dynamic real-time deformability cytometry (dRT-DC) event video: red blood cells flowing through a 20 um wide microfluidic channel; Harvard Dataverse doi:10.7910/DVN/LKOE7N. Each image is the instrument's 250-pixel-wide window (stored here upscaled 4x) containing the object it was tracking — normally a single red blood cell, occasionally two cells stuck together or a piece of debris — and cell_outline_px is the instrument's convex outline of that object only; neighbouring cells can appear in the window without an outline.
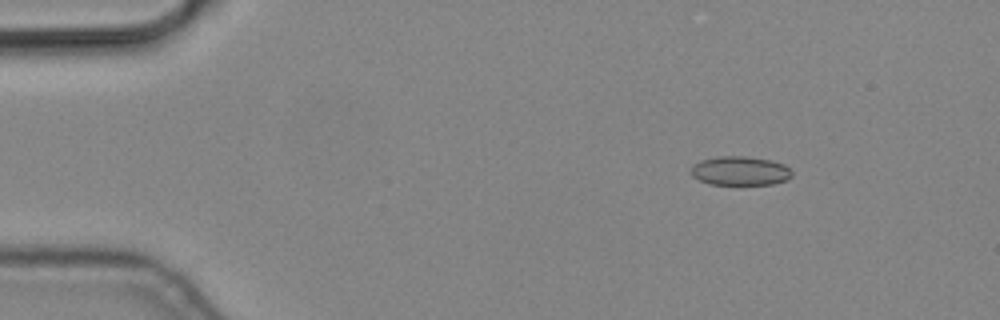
{"species": "common noctule bat (a hibernating species)", "species_latin": "Nyctalus noctula", "temperature_condition": "cold", "stored_images_in_passage": 2, "camera_frame_rate_fps": 3000, "um_per_image_px": 0.085, "animal": {"sex": "male", "body_mass_g": 19.2, "forearm_length_mm": 51.8}, "frame": {"image": 1, "passage_image": 2, "time_ms": 0.333, "image_size_px": [1000, 320], "cell_outline_px": [[792, 176], [788, 180], [772, 184], [708, 184], [692, 176], [692, 164], [700, 160], [716, 156], [748, 156], [772, 160], [784, 164], [792, 172]], "centroid_in_image_um": [62.91, 14.51], "position_along_channel_um": 22.1, "area_um2": 17.22}}